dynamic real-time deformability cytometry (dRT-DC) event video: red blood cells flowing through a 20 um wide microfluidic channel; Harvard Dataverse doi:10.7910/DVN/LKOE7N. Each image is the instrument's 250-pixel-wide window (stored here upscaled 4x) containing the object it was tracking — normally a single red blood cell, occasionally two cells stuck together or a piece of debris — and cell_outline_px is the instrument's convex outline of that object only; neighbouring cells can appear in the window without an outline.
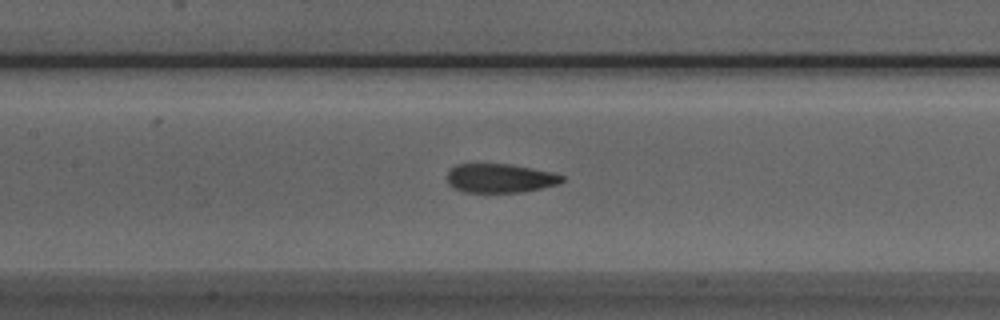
{"species": "Egyptian fruit bat (a non-hibernating species)", "species_latin": "Rousettus aegyptiacus", "temperature_condition": "room temperature", "stored_images_in_passage": 36, "camera_frame_rate_fps": 3000, "um_per_image_px": 0.085, "animal": {"sex": "male"}, "frame": {"image": 1, "passage_image": 18, "time_ms": 5.667, "image_size_px": [1000, 320], "cell_outline_px": [[564, 180], [560, 184], [524, 192], [464, 192], [452, 188], [448, 184], [448, 172], [456, 164], [512, 164], [552, 172], [564, 176]], "centroid_in_image_um": [42.52, 15.15], "position_along_channel_um": 164.9, "area_um2": 19.54}}
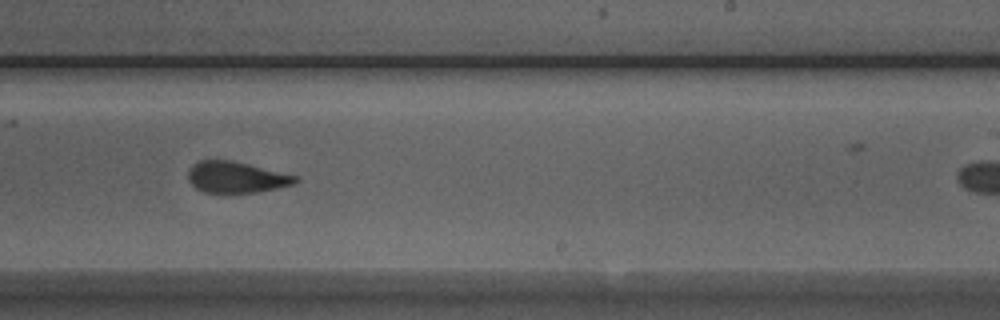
{"frame": {"image": 2, "passage_image": 26, "time_ms": 8.333, "image_size_px": [1000, 320], "cell_outline_px": [[300, 180], [296, 184], [256, 192], [204, 192], [196, 188], [188, 180], [188, 172], [192, 164], [200, 160], [232, 160], [300, 176]], "centroid_in_image_um": [20.12, 15.05], "position_along_channel_um": 268.9, "area_um2": 19.59}}
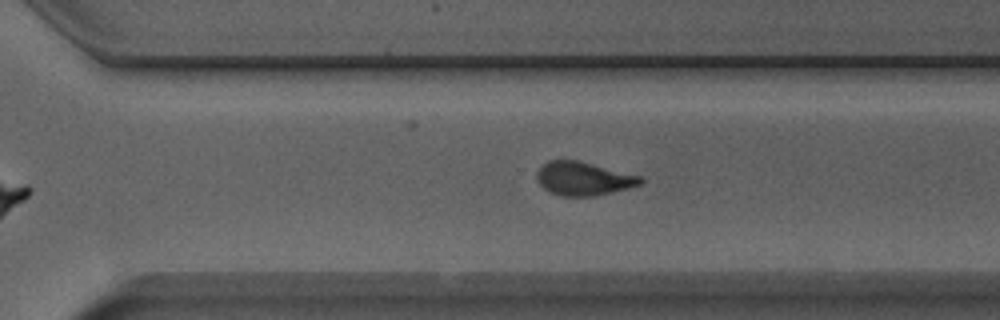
{"frame": {"image": 3, "passage_image": 30, "time_ms": 9.667, "image_size_px": [1000, 320], "cell_outline_px": [[644, 180], [640, 184], [628, 188], [592, 196], [560, 196], [548, 192], [536, 180], [536, 172], [548, 160], [576, 160], [640, 176]], "centroid_in_image_um": [49.54, 15.19], "position_along_channel_um": 321.1, "area_um2": 20.0}}